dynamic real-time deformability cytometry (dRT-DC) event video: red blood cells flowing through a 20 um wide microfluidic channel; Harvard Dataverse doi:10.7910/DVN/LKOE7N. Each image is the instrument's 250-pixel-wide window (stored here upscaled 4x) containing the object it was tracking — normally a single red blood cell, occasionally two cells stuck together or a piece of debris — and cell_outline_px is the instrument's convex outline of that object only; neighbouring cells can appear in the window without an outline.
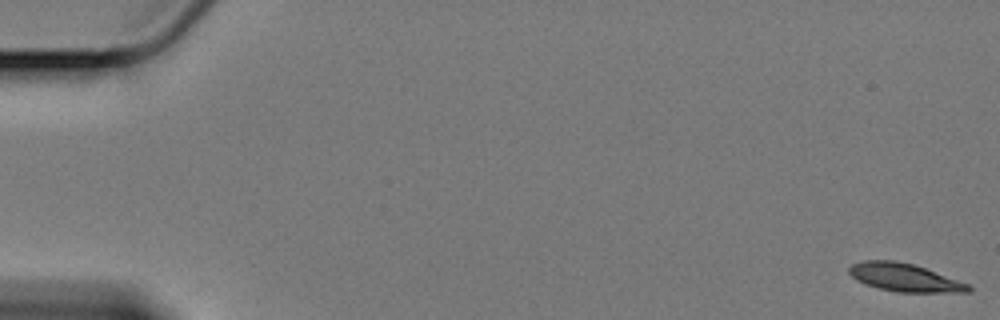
{"species": "Egyptian fruit bat (a non-hibernating species)", "species_latin": "Rousettus aegyptiacus", "temperature_condition": "cold", "stored_images_in_passage": 61, "camera_frame_rate_fps": 3000, "um_per_image_px": 0.085, "animal": {"sex": "female"}, "frame": {"image": 1, "passage_image": 1, "time_ms": 0.0, "image_size_px": [1000, 320], "cell_outline_px": [[972, 292], [896, 292], [880, 288], [856, 280], [848, 272], [848, 268], [852, 264], [864, 260], [896, 260], [912, 264], [924, 268], [968, 284], [972, 288]], "centroid_in_image_um": [76.86, 23.58], "position_along_channel_um": 8.1, "area_um2": 19.19}}
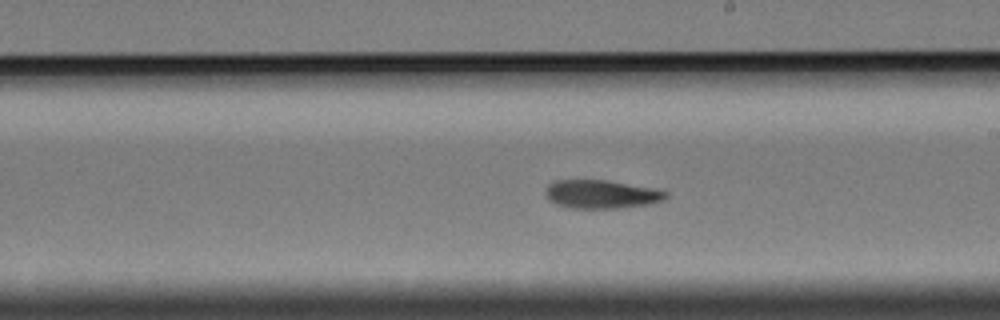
{"frame": {"image": 2, "passage_image": 35, "time_ms": 11.333, "image_size_px": [1000, 320], "cell_outline_px": [[668, 196], [664, 200], [648, 204], [616, 208], [568, 208], [556, 204], [548, 200], [544, 192], [548, 184], [556, 180], [608, 180], [656, 188], [668, 192]], "centroid_in_image_um": [51.11, 16.5], "position_along_channel_um": 237.9, "area_um2": 20.17}}
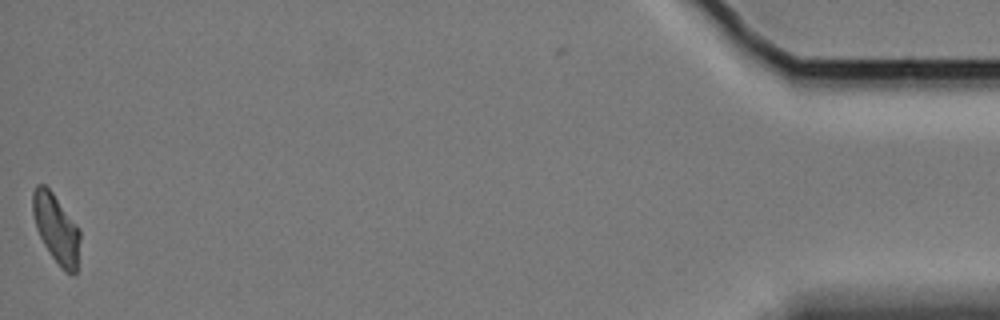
{"frame": {"image": 3, "passage_image": 60, "time_ms": 19.667, "image_size_px": [1000, 320], "cell_outline_px": [[80, 240], [76, 272], [72, 276], [64, 272], [52, 256], [44, 244], [36, 228], [32, 212], [32, 192], [36, 184], [44, 184], [52, 192], [76, 224], [80, 232]], "centroid_in_image_um": [4.77, 19.43], "position_along_channel_um": 430.4, "area_um2": 18.9}, "authors_computed_cell_mechanics": {"area_um2": 20.1722, "velocity_mm_per_s": 3.3603, "shape_relaxation_time_tau1_ms": 6.5294, "shape_relaxation_time_tau2_ms": 4.7406, "deformation_change_tau1": 0.1637, "deformation_change_tau2": 0.1035}}